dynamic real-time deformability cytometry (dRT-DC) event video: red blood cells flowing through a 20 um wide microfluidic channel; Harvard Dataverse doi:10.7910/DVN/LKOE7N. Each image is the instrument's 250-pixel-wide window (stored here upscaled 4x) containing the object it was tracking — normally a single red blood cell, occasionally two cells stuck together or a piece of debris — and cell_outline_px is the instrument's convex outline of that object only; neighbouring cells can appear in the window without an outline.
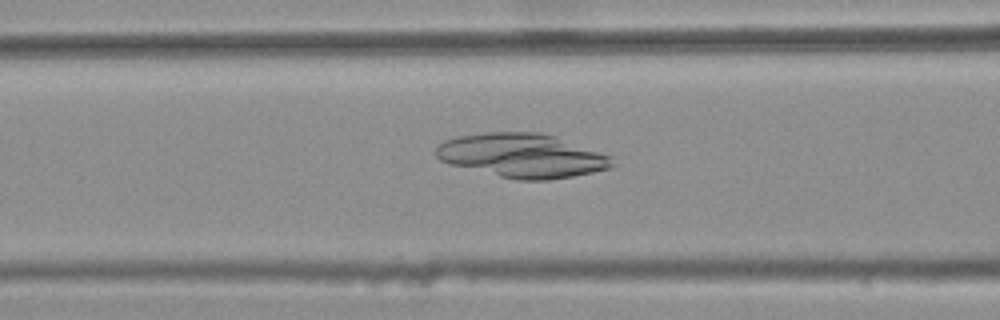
{"species": "common noctule bat (a hibernating species)", "species_latin": "Nyctalus noctula", "temperature_condition": "warm", "stored_images_in_passage": 47, "camera_frame_rate_fps": 3000, "um_per_image_px": 0.085, "animal": {"sex": "female", "body_mass_g": 25.1}, "frame": {"image": 1, "passage_image": 22, "time_ms": 7.0, "image_size_px": [1000, 320], "cell_outline_px": [[616, 164], [608, 168], [592, 172], [572, 176], [548, 180], [516, 180], [452, 164], [440, 160], [436, 156], [436, 148], [444, 140], [456, 136], [484, 132], [540, 132], [556, 136], [612, 156]], "centroid_in_image_um": [44.41, 13.21], "position_along_channel_um": 122.2, "area_um2": 45.03}}
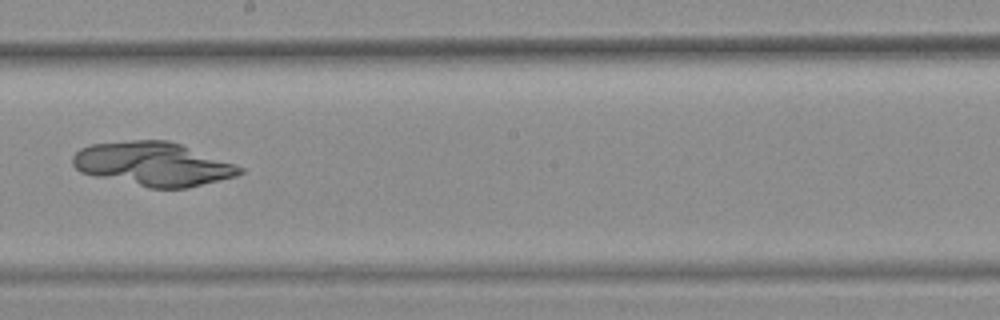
{"frame": {"image": 2, "passage_image": 31, "time_ms": 10.0, "image_size_px": [1000, 320], "cell_outline_px": [[244, 172], [236, 176], [188, 188], [148, 188], [96, 176], [80, 172], [72, 164], [72, 156], [80, 148], [92, 144], [132, 140], [168, 140], [180, 144], [244, 168]], "centroid_in_image_um": [12.98, 13.95], "position_along_channel_um": 235.2, "area_um2": 42.37}}
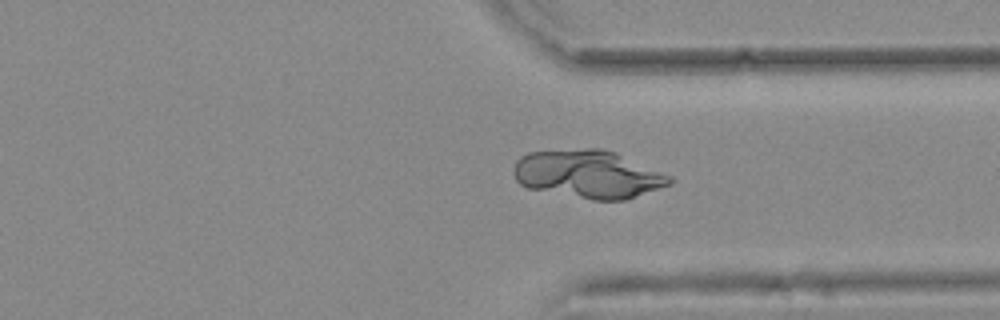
{"frame": {"image": 3, "passage_image": 41, "time_ms": 13.333, "image_size_px": [1000, 320], "cell_outline_px": [[676, 180], [672, 184], [624, 200], [592, 200], [528, 188], [520, 184], [516, 180], [512, 172], [516, 160], [520, 156], [528, 152], [588, 148], [604, 148], [616, 152], [672, 176]], "centroid_in_image_um": [50.0, 14.8], "position_along_channel_um": 361.4, "area_um2": 43.99}}